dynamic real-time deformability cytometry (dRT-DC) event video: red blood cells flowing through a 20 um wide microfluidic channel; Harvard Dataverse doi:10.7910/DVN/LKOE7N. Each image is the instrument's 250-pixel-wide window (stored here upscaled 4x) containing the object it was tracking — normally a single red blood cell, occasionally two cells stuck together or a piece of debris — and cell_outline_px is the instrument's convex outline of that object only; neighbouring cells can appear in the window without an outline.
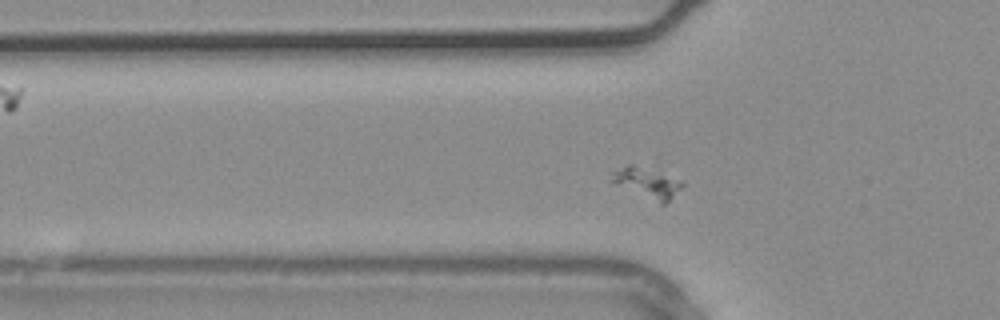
{"species": "common noctule bat (a hibernating species)", "species_latin": "Nyctalus noctula", "temperature_condition": "warm", "stored_images_in_passage": 4, "segment_of_instrument_passage": [2, 2], "camera_frame_rate_fps": 3000, "um_per_image_px": 0.085, "animal": {"sex": "male", "body_mass_g": 20.4}, "frame": {"image": 1, "passage_image": 4, "time_ms": 1.0, "image_size_px": [1000, 320], "cell_outline_px": [[684, 184], [664, 204], [660, 204], [616, 184], [608, 180], [612, 172], [628, 164], [632, 164]], "centroid_in_image_um": [54.87, 15.56], "position_along_channel_um": 70.9, "area_um2": 11.5}}